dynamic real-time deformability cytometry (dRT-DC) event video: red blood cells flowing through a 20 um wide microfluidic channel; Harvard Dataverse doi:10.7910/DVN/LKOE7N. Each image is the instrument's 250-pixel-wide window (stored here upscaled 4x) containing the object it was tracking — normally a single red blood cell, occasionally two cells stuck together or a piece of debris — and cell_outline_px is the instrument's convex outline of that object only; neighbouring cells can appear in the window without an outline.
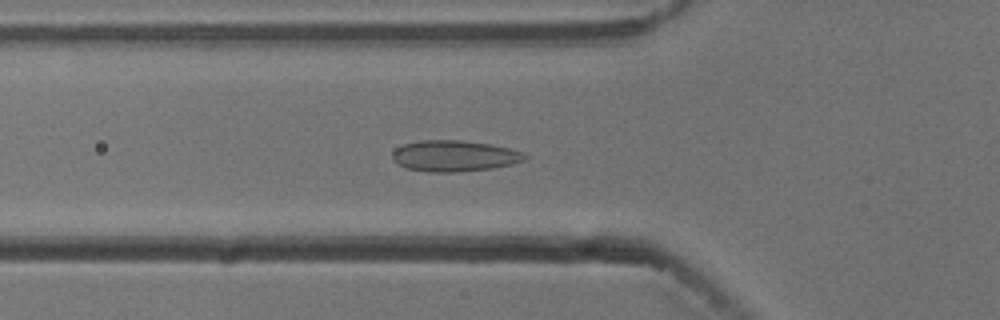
{"species": "common noctule bat (a hibernating species)", "species_latin": "Nyctalus noctula", "temperature_condition": "cold", "stored_images_in_passage": 35, "camera_frame_rate_fps": 3000, "um_per_image_px": 0.085, "animal": {"sex": "male", "body_mass_g": 13.3}, "frame": {"image": 1, "passage_image": 2, "time_ms": 0.333, "image_size_px": [1000, 320], "cell_outline_px": [[528, 156], [524, 160], [512, 164], [492, 168], [456, 172], [428, 172], [404, 168], [392, 160], [392, 152], [396, 148], [404, 144], [420, 140], [460, 140], [492, 144], [524, 152]], "centroid_in_image_um": [38.6, 13.25], "position_along_channel_um": 87.2, "area_um2": 24.16}}
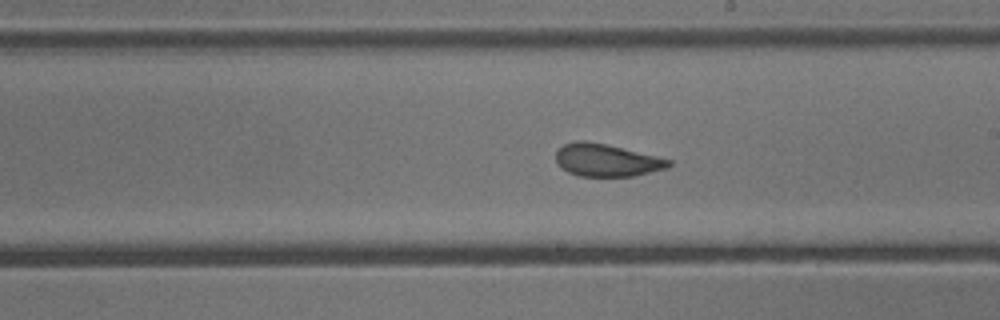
{"frame": {"image": 2, "passage_image": 14, "time_ms": 4.333, "image_size_px": [1000, 320], "cell_outline_px": [[672, 164], [668, 168], [636, 176], [580, 176], [568, 172], [556, 164], [556, 152], [564, 144], [576, 140], [588, 140], [656, 156], [672, 160]], "centroid_in_image_um": [51.56, 13.62], "position_along_channel_um": 237.4, "area_um2": 21.44}}
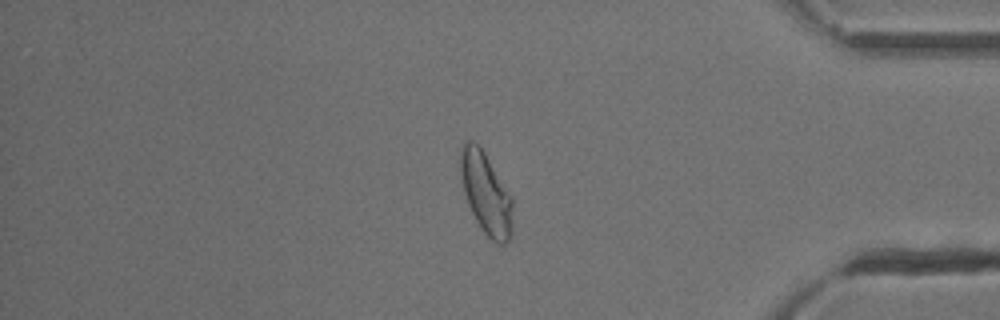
{"frame": {"image": 3, "passage_image": 29, "time_ms": 9.333, "image_size_px": [1000, 320], "cell_outline_px": [[512, 228], [508, 244], [496, 244], [480, 228], [468, 204], [464, 192], [460, 176], [460, 152], [464, 140], [472, 140], [484, 152], [512, 196]], "centroid_in_image_um": [41.31, 16.45], "position_along_channel_um": 393.9, "area_um2": 24.85}}